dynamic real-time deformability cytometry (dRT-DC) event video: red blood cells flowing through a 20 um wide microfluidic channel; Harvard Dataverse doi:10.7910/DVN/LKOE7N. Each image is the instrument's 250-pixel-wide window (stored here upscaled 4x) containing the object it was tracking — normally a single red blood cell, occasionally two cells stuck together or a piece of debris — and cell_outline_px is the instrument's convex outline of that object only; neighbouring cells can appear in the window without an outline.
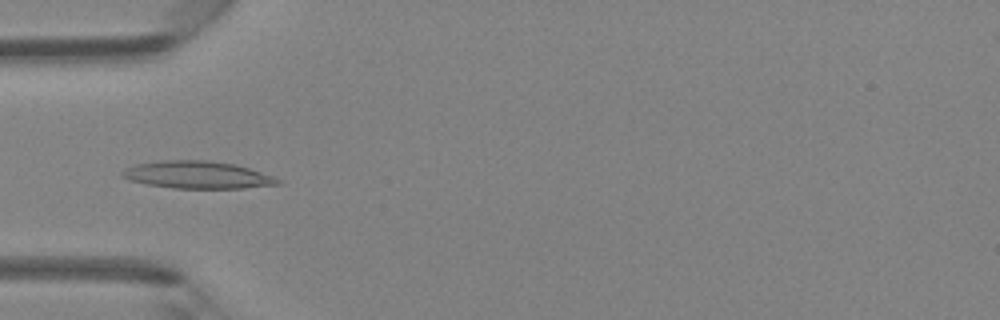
{"species": "Egyptian fruit bat (a non-hibernating species)", "species_latin": "Rousettus aegyptiacus", "temperature_condition": "room temperature", "stored_images_in_passage": 46, "camera_frame_rate_fps": 3000, "um_per_image_px": 0.085, "animal": {"sex": "female"}, "frame": {"image": 1, "passage_image": 15, "time_ms": 4.667, "image_size_px": [1000, 320], "cell_outline_px": [[280, 184], [244, 188], [172, 188], [148, 184], [128, 180], [120, 176], [120, 172], [124, 168], [136, 164], [164, 160], [208, 160], [236, 164], [272, 176], [280, 180]], "centroid_in_image_um": [16.73, 14.86], "position_along_channel_um": 68.3, "area_um2": 24.8}}
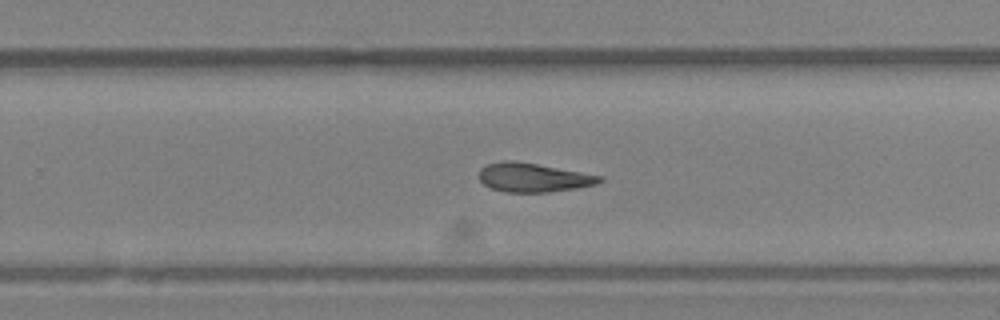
{"frame": {"image": 2, "passage_image": 30, "time_ms": 9.667, "image_size_px": [1000, 320], "cell_outline_px": [[604, 180], [596, 184], [576, 188], [548, 192], [504, 192], [492, 188], [484, 184], [480, 180], [480, 168], [488, 164], [504, 160], [512, 160], [536, 164], [604, 176]], "centroid_in_image_um": [45.34, 15.09], "position_along_channel_um": 284.5, "area_um2": 20.17}}
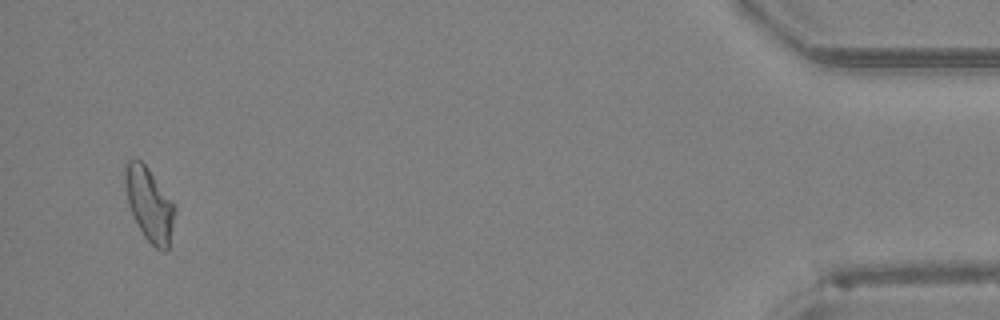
{"frame": {"image": 3, "passage_image": 45, "time_ms": 14.667, "image_size_px": [1000, 320], "cell_outline_px": [[176, 212], [168, 248], [164, 252], [156, 248], [144, 236], [128, 204], [124, 184], [124, 164], [128, 160], [140, 160], [148, 168], [176, 204]], "centroid_in_image_um": [12.71, 17.34], "position_along_channel_um": 422.5, "area_um2": 21.33}, "authors_computed_cell_mechanics": {"area_um2": 21.2993, "velocity_mm_per_s": 4.3339, "shape_relaxation_time_tau1_ms": 4.5585, "shape_relaxation_time_tau2_ms": 4.3482, "deformation_change_tau1": 0.1463, "deformation_change_tau2": 0.1365}}